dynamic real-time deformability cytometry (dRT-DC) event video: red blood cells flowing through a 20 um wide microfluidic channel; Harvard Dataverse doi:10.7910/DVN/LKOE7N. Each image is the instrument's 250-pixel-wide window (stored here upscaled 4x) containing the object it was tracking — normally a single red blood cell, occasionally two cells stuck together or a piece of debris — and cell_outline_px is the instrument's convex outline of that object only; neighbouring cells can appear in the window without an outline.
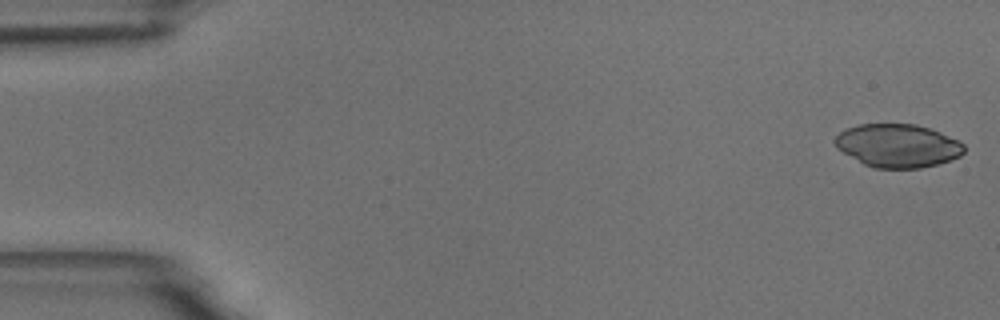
{"species": "common noctule bat (a hibernating species)", "species_latin": "Nyctalus noctula", "temperature_condition": "room temperature", "stored_images_in_passage": 51, "camera_frame_rate_fps": 3000, "um_per_image_px": 0.085, "animal": {"sex": "male", "body_mass_g": 18.8}, "frame": {"image": 1, "passage_image": 1, "time_ms": 0.0, "image_size_px": [1000, 320], "cell_outline_px": [[964, 152], [960, 156], [952, 160], [920, 168], [872, 168], [864, 164], [836, 148], [832, 140], [840, 132], [848, 128], [860, 124], [916, 124], [940, 132], [964, 144]], "centroid_in_image_um": [76.29, 12.38], "position_along_channel_um": 8.7, "area_um2": 32.48}}